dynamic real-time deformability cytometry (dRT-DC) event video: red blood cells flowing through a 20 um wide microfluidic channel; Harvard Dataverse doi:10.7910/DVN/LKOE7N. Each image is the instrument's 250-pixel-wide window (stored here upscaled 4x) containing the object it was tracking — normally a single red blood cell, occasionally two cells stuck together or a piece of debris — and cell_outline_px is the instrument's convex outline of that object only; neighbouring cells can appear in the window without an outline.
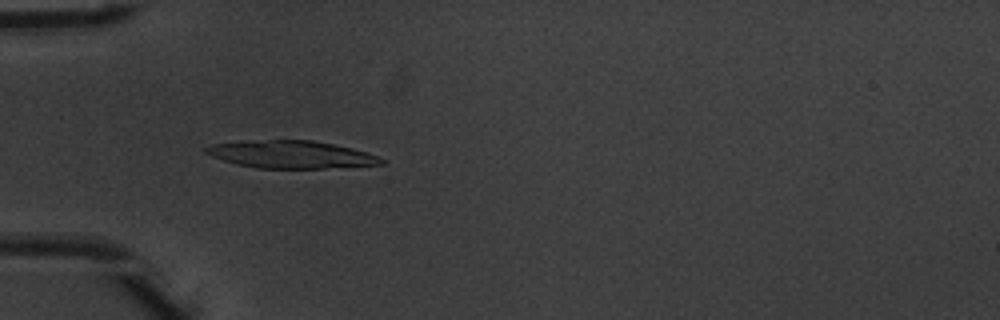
{"species": "common noctule bat (a hibernating species)", "species_latin": "Nyctalus noctula", "temperature_condition": "warm", "stored_images_in_passage": 50, "camera_frame_rate_fps": 3000, "um_per_image_px": 0.085, "animal": {"sex": "male", "body_mass_g": 20.1, "forearm_length_mm": 53.5}, "frame": {"image": 1, "passage_image": 15, "time_ms": 4.667, "image_size_px": [1000, 320], "cell_outline_px": [[384, 164], [324, 168], [256, 168], [236, 164], [212, 156], [204, 152], [204, 148], [212, 144], [268, 140], [312, 140], [352, 148], [368, 152], [384, 160]], "centroid_in_image_um": [24.76, 13.13], "position_along_channel_um": 60.2, "area_um2": 27.74}}
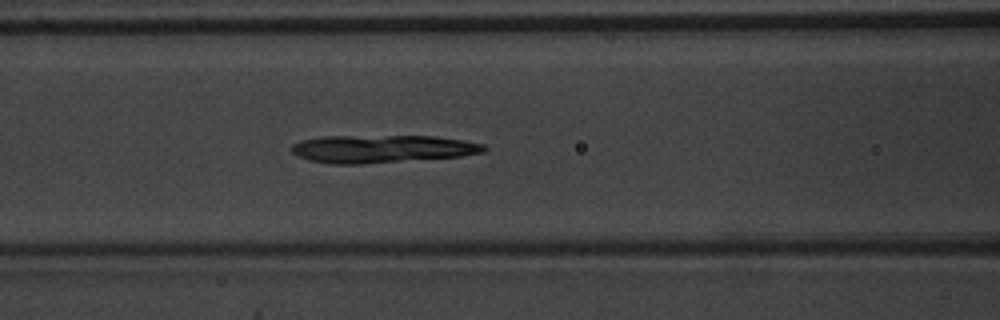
{"frame": {"image": 2, "passage_image": 21, "time_ms": 6.667, "image_size_px": [1000, 320], "cell_outline_px": [[488, 148], [484, 152], [460, 156], [364, 164], [328, 164], [308, 160], [296, 156], [292, 152], [292, 144], [300, 140], [320, 136], [436, 136], [484, 144]], "centroid_in_image_um": [32.41, 12.65], "position_along_channel_um": 134.2, "area_um2": 31.33}}
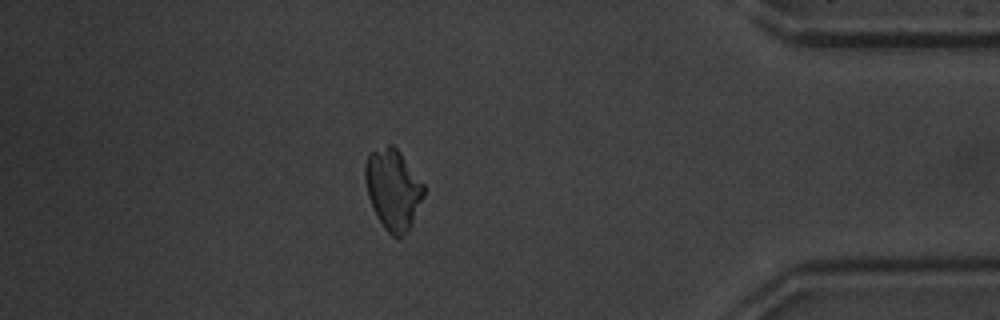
{"frame": {"image": 3, "passage_image": 44, "time_ms": 14.333, "image_size_px": [1000, 320], "cell_outline_px": [[424, 196], [408, 228], [400, 240], [392, 236], [384, 228], [376, 216], [372, 208], [368, 196], [364, 180], [364, 164], [368, 152], [388, 144], [392, 144], [400, 152], [424, 184]], "centroid_in_image_um": [33.36, 16.07], "position_along_channel_um": 401.8, "area_um2": 27.63}, "authors_computed_cell_mechanics": {"area_um2": 28.4087, "velocity_mm_per_s": 3.9337, "shape_relaxation_time_tau1_ms": 6.6303, "shape_relaxation_time_tau2_ms": null, "deformation_change_tau1": 0.2431, "deformation_change_tau2": null}}